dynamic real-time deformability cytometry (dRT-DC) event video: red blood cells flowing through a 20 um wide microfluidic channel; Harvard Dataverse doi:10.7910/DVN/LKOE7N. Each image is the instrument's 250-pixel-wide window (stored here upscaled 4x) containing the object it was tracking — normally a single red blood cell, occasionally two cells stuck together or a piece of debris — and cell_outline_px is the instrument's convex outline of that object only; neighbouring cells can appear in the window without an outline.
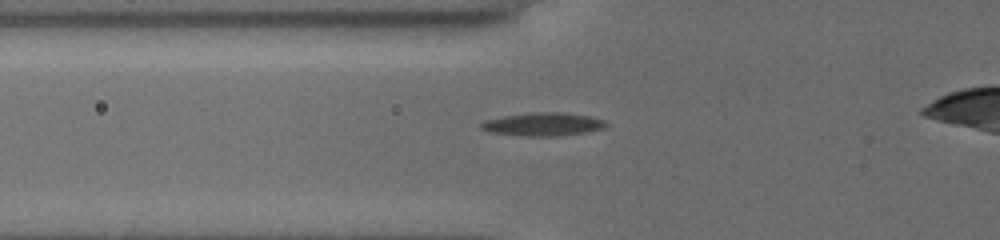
{"species": "common noctule bat (a hibernating species)", "species_latin": "Nyctalus noctula", "temperature_condition": "cold", "stored_images_in_passage": 32, "camera_frame_rate_fps": 3000, "um_per_image_px": 0.085, "animal": {"sex": "female", "body_mass_g": 19.5, "forearm_length_mm": 54.1}, "frame": {"image": 1, "passage_image": 2, "time_ms": 0.333, "image_size_px": [1000, 240], "cell_outline_px": [[608, 124], [604, 128], [584, 132], [552, 136], [528, 136], [492, 132], [480, 128], [480, 124], [484, 120], [504, 116], [528, 112], [564, 112], [592, 116], [604, 120]], "centroid_in_image_um": [46.17, 10.54], "position_along_channel_um": 79.6, "area_um2": 16.82}}
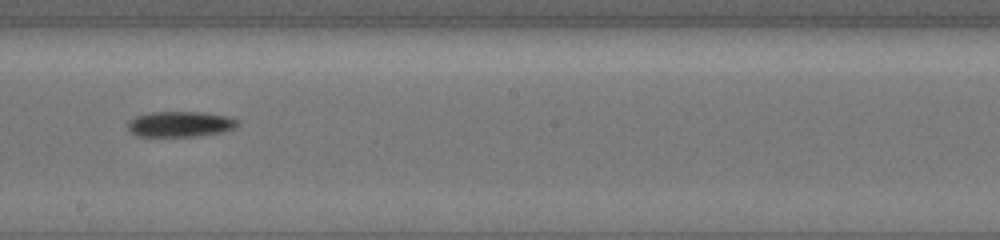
{"frame": {"image": 2, "passage_image": 14, "time_ms": 4.333, "image_size_px": [1000, 240], "cell_outline_px": [[240, 124], [236, 128], [224, 132], [192, 136], [140, 136], [132, 132], [128, 128], [128, 124], [136, 116], [152, 112], [204, 112], [228, 116], [240, 120]], "centroid_in_image_um": [15.42, 10.54], "position_along_channel_um": 232.8, "area_um2": 16.3}}
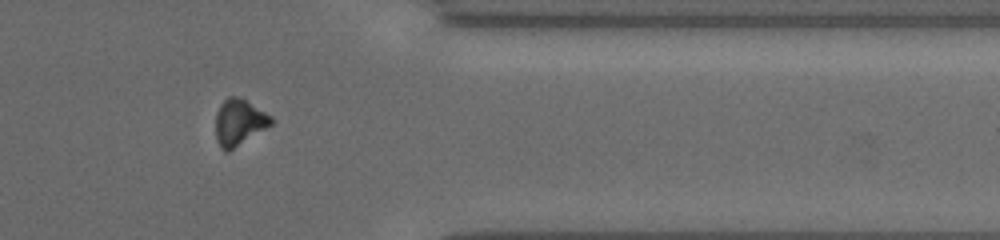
{"frame": {"image": 3, "passage_image": 27, "time_ms": 8.667, "image_size_px": [1000, 240], "cell_outline_px": [[272, 124], [228, 152], [224, 152], [220, 148], [216, 140], [216, 112], [220, 104], [228, 96], [236, 96], [244, 100], [272, 116]], "centroid_in_image_um": [20.29, 10.41], "position_along_channel_um": 391.1, "area_um2": 14.8}}